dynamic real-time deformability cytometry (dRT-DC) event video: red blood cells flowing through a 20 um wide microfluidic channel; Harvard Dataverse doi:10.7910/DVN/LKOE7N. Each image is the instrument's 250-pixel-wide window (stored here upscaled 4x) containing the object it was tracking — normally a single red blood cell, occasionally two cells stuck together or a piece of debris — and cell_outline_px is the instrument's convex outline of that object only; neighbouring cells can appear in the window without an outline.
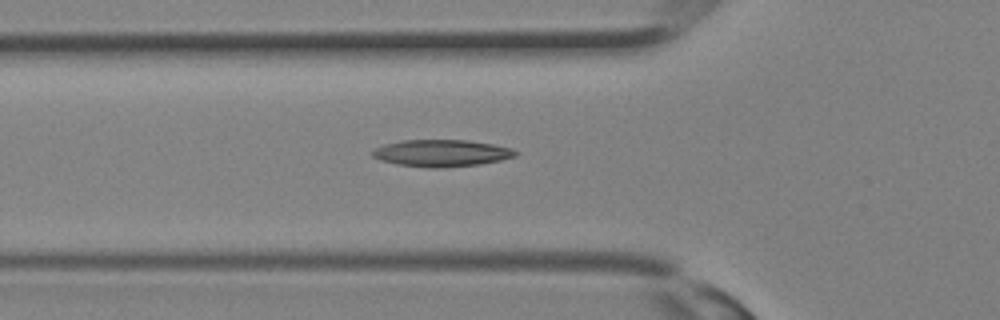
{"species": "Egyptian fruit bat (a non-hibernating species)", "species_latin": "Rousettus aegyptiacus", "temperature_condition": "room temperature", "stored_images_in_passage": 30, "camera_frame_rate_fps": 3000, "um_per_image_px": 0.085, "animal": {"sex": "female"}, "frame": {"image": 1, "passage_image": 12, "time_ms": 3.667, "image_size_px": [1000, 320], "cell_outline_px": [[520, 152], [516, 156], [500, 160], [480, 164], [444, 168], [428, 168], [396, 164], [380, 160], [372, 156], [372, 152], [376, 148], [384, 144], [404, 140], [468, 140], [492, 144], [512, 148]], "centroid_in_image_um": [37.55, 13.02], "position_along_channel_um": 88.3, "area_um2": 22.54}}
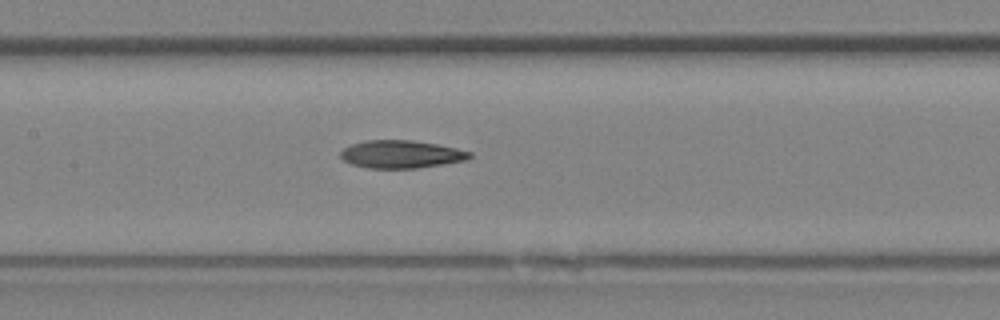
{"frame": {"image": 2, "passage_image": 16, "time_ms": 5.0, "image_size_px": [1000, 320], "cell_outline_px": [[472, 156], [464, 160], [416, 168], [368, 168], [352, 164], [344, 160], [340, 156], [340, 152], [344, 148], [352, 144], [364, 140], [412, 140], [436, 144], [456, 148], [472, 152]], "centroid_in_image_um": [34.07, 13.1], "position_along_channel_um": 173.3, "area_um2": 20.69}}
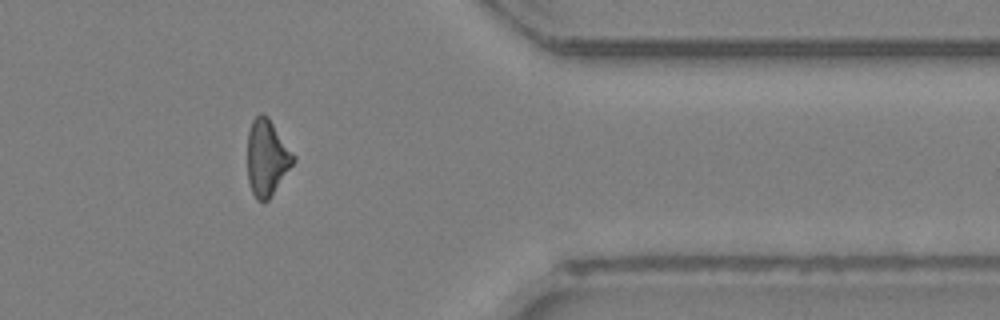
{"frame": {"image": 3, "passage_image": 27, "time_ms": 8.667, "image_size_px": [1000, 320], "cell_outline_px": [[296, 160], [268, 200], [256, 200], [252, 192], [248, 180], [248, 132], [252, 120], [260, 112], [268, 116], [296, 156]], "centroid_in_image_um": [22.69, 13.37], "position_along_channel_um": 388.7, "area_um2": 20.35}}